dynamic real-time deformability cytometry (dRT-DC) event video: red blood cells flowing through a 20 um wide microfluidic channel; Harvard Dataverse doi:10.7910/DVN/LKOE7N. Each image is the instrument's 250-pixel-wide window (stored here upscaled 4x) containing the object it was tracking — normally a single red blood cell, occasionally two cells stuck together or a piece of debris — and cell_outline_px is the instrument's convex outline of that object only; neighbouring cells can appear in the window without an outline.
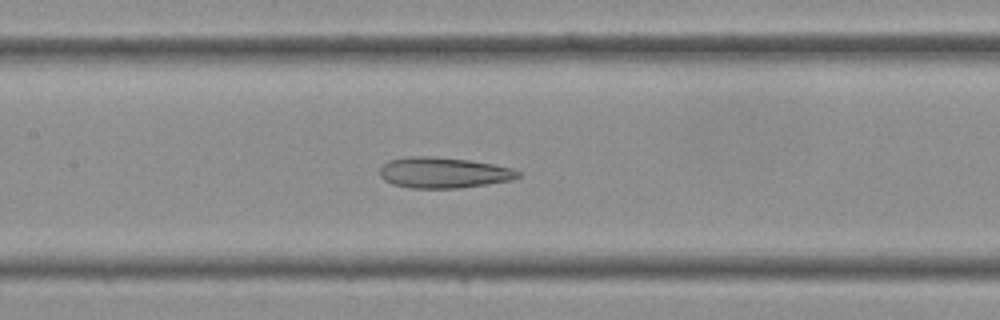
{"species": "Egyptian fruit bat (a non-hibernating species)", "species_latin": "Rousettus aegyptiacus", "temperature_condition": "cold", "stored_images_in_passage": 32, "camera_frame_rate_fps": 3000, "um_per_image_px": 0.085, "frame": {"image": 1, "passage_image": 13, "time_ms": 4.0, "image_size_px": [1000, 320], "cell_outline_px": [[524, 172], [520, 176], [512, 180], [488, 184], [460, 188], [408, 188], [392, 184], [384, 180], [380, 176], [380, 168], [388, 160], [408, 156], [432, 156], [468, 160], [492, 164], [512, 168]], "centroid_in_image_um": [37.71, 14.68], "position_along_channel_um": 169.7, "area_um2": 25.03}}
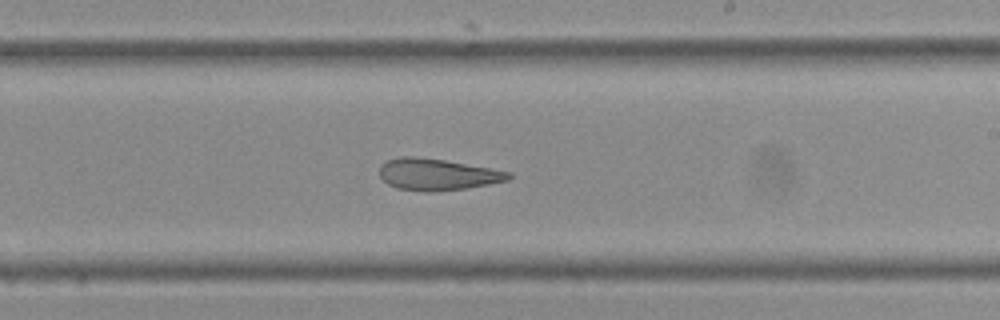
{"frame": {"image": 2, "passage_image": 18, "time_ms": 5.667, "image_size_px": [1000, 320], "cell_outline_px": [[512, 176], [508, 180], [468, 188], [432, 192], [424, 192], [396, 188], [388, 184], [380, 176], [380, 164], [388, 160], [400, 156], [416, 156], [444, 160], [512, 172]], "centroid_in_image_um": [37.15, 14.83], "position_along_channel_um": 251.8, "area_um2": 23.81}}
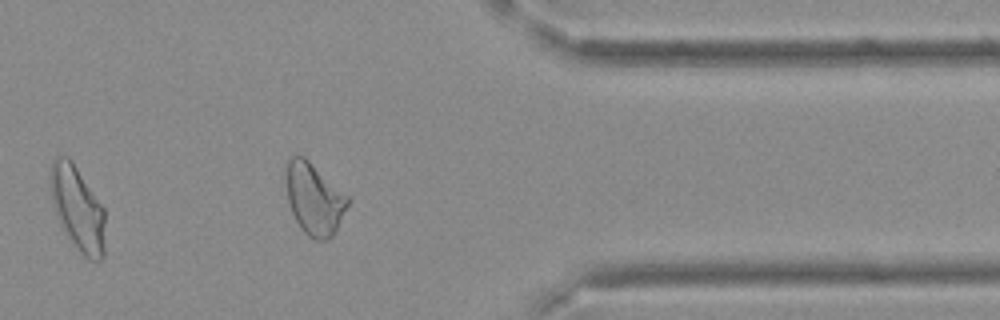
{"frame": {"image": 3, "passage_image": 27, "time_ms": 8.667, "image_size_px": [1000, 320], "cell_outline_px": [[348, 204], [332, 236], [328, 240], [312, 240], [300, 228], [292, 212], [288, 200], [284, 176], [284, 160], [292, 156], [304, 156], [348, 196]], "centroid_in_image_um": [26.64, 16.87], "position_along_channel_um": 384.8, "area_um2": 25.84}}